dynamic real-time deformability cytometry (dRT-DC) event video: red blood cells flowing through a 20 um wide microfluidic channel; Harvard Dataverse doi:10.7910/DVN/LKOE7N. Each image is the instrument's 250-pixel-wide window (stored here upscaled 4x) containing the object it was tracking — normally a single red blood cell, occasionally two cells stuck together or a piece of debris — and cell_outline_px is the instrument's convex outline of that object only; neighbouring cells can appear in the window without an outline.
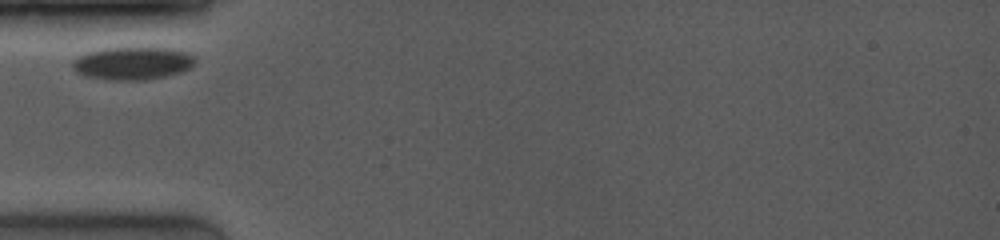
{"species": "common noctule bat (a hibernating species)", "species_latin": "Nyctalus noctula", "temperature_condition": "room temperature", "stored_images_in_passage": 14, "camera_frame_rate_fps": 4000, "um_per_image_px": 0.085, "animal": {"sex": "female", "body_mass_g": 19.0, "forearm_length_mm": 53.3}, "frame": {"image": 1, "passage_image": 1, "time_ms": 0.0, "image_size_px": [1000, 240], "cell_outline_px": [[196, 64], [180, 72], [164, 76], [144, 80], [108, 80], [84, 76], [76, 72], [72, 68], [72, 60], [88, 52], [104, 48], [172, 48], [188, 52], [196, 56]], "centroid_in_image_um": [11.28, 5.38], "position_along_channel_um": 73.7, "area_um2": 23.58}}